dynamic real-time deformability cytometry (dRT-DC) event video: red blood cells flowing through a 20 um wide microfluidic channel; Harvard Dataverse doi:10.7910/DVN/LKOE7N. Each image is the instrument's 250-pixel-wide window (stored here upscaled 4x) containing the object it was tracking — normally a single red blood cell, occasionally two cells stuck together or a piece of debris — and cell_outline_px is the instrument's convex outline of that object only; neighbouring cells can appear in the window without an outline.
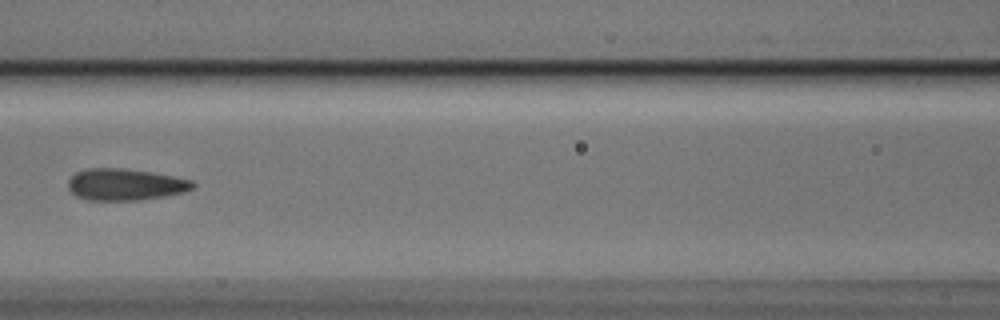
{"species": "Egyptian fruit bat (a non-hibernating species)", "species_latin": "Rousettus aegyptiacus", "temperature_condition": "cold", "stored_images_in_passage": 7, "camera_frame_rate_fps": 3000, "um_per_image_px": 0.085, "animal": {"sex": "male"}, "frame": {"image": 1, "passage_image": 7, "time_ms": 2.0, "image_size_px": [1000, 320], "cell_outline_px": [[196, 188], [184, 192], [164, 196], [140, 200], [88, 200], [76, 196], [68, 188], [68, 180], [76, 172], [88, 168], [124, 168], [152, 172], [192, 180], [196, 184]], "centroid_in_image_um": [10.66, 15.68], "position_along_channel_um": 155.9, "area_um2": 23.12}}